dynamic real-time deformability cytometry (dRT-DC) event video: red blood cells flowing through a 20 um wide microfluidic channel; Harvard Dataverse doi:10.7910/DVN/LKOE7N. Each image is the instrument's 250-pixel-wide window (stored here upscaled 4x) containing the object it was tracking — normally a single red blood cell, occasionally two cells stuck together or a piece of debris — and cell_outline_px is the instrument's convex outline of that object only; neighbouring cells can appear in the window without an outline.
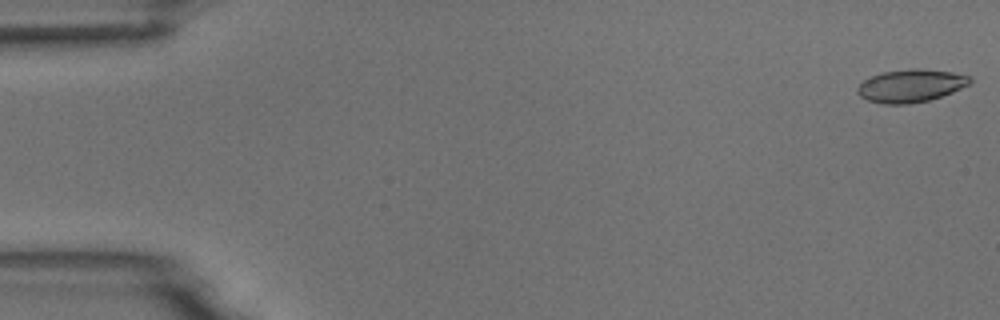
{"species": "common noctule bat (a hibernating species)", "species_latin": "Nyctalus noctula", "temperature_condition": "room temperature", "stored_images_in_passage": 54, "camera_frame_rate_fps": 3000, "um_per_image_px": 0.085, "animal": {"sex": "male", "body_mass_g": 18.8}, "frame": {"image": 1, "passage_image": 1, "time_ms": 0.0, "image_size_px": [1000, 320], "cell_outline_px": [[972, 80], [968, 84], [952, 92], [928, 100], [908, 104], [884, 104], [868, 100], [860, 96], [856, 92], [856, 88], [864, 80], [880, 72], [916, 68], [920, 68], [952, 72], [972, 76]], "centroid_in_image_um": [77.4, 7.28], "position_along_channel_um": 7.6, "area_um2": 21.44}}
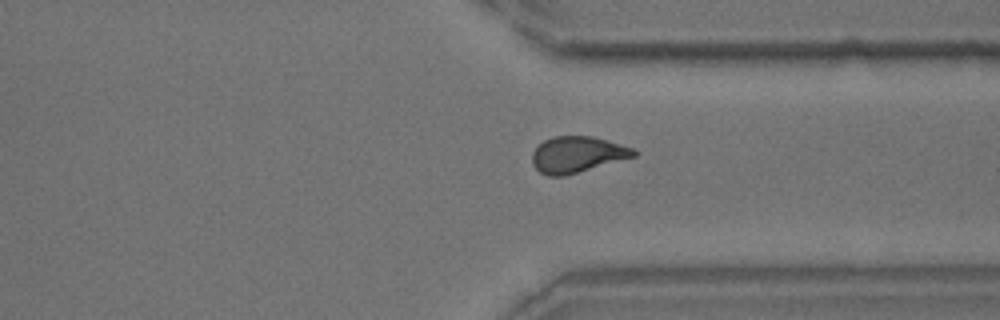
{"frame": {"image": 2, "passage_image": 41, "time_ms": 13.333, "image_size_px": [1000, 320], "cell_outline_px": [[636, 156], [564, 176], [548, 176], [540, 172], [532, 164], [532, 152], [544, 140], [552, 136], [592, 136], [632, 148], [636, 152]], "centroid_in_image_um": [49.02, 13.13], "position_along_channel_um": 362.4, "area_um2": 21.15}}
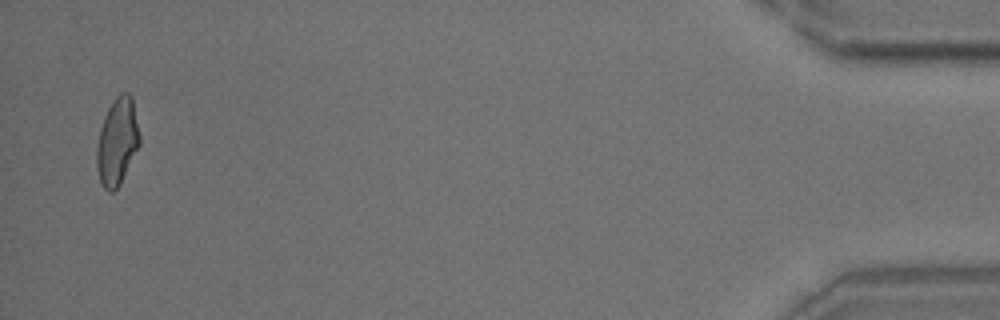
{"frame": {"image": 3, "passage_image": 53, "time_ms": 17.333, "image_size_px": [1000, 320], "cell_outline_px": [[140, 144], [120, 184], [112, 192], [108, 192], [100, 184], [96, 164], [96, 148], [100, 128], [104, 116], [108, 108], [116, 96], [120, 92], [128, 92], [132, 96], [140, 136]], "centroid_in_image_um": [9.95, 12.03], "position_along_channel_um": 425.2, "area_um2": 21.91}, "authors_computed_cell_mechanics": {"area_um2": 21.386, "velocity_mm_per_s": 3.718, "shape_relaxation_time_tau1_ms": 6.5366, "shape_relaxation_time_tau2_ms": 1.7, "deformation_change_tau1": 0.1646, "deformation_change_tau2": 0.0798}}